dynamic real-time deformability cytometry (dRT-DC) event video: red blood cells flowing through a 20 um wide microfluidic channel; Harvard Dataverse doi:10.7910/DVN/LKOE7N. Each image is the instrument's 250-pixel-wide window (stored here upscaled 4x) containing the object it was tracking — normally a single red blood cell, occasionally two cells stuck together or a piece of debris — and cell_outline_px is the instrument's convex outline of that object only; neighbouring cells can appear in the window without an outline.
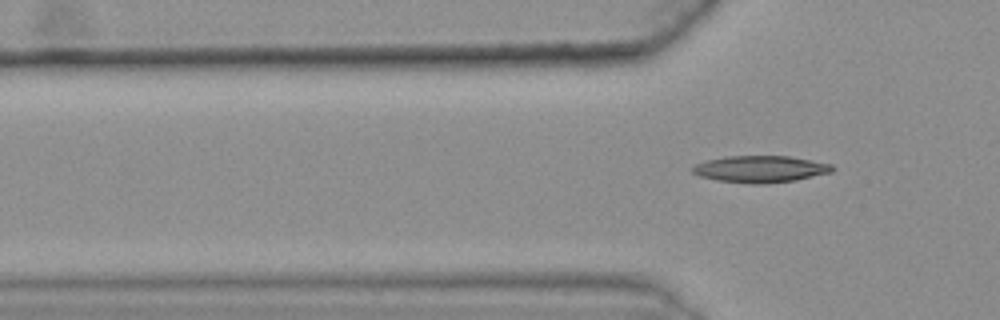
{"species": "common noctule bat (a hibernating species)", "species_latin": "Nyctalus noctula", "temperature_condition": "warm", "stored_images_in_passage": 16, "camera_frame_rate_fps": 3000, "um_per_image_px": 0.085, "animal": {"sex": "female", "body_mass_g": 25.1}, "frame": {"image": 1, "passage_image": 16, "time_ms": 5.0, "image_size_px": [1000, 320], "cell_outline_px": [[836, 168], [832, 172], [796, 180], [760, 184], [752, 184], [716, 180], [700, 176], [692, 172], [692, 168], [696, 164], [708, 160], [724, 156], [788, 156], [832, 164]], "centroid_in_image_um": [64.65, 14.37], "position_along_channel_um": 61.2, "area_um2": 21.73}}